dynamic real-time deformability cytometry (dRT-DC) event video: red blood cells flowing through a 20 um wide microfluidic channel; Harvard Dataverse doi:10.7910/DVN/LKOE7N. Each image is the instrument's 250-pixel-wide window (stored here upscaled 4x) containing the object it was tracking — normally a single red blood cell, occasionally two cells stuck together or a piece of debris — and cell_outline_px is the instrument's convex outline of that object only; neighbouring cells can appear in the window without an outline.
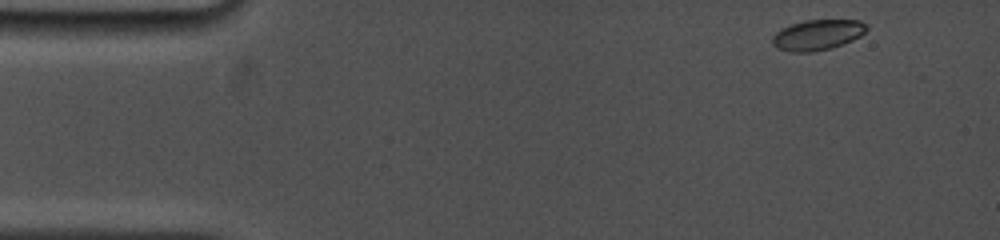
{"species": "common noctule bat (a hibernating species)", "species_latin": "Nyctalus noctula", "temperature_condition": "cold", "stored_images_in_passage": 57, "camera_frame_rate_fps": 5000, "um_per_image_px": 0.085, "animal": {"sex": "female", "body_mass_g": 19.0, "forearm_length_mm": 53.3}, "frame": {"image": 1, "passage_image": 1, "time_ms": 0.0, "image_size_px": [1000, 240], "cell_outline_px": [[868, 28], [860, 36], [852, 40], [832, 48], [812, 52], [788, 52], [776, 48], [772, 44], [772, 36], [776, 32], [792, 24], [804, 20], [860, 20], [868, 24]], "centroid_in_image_um": [69.49, 2.97], "position_along_channel_um": 15.5, "area_um2": 16.82}}
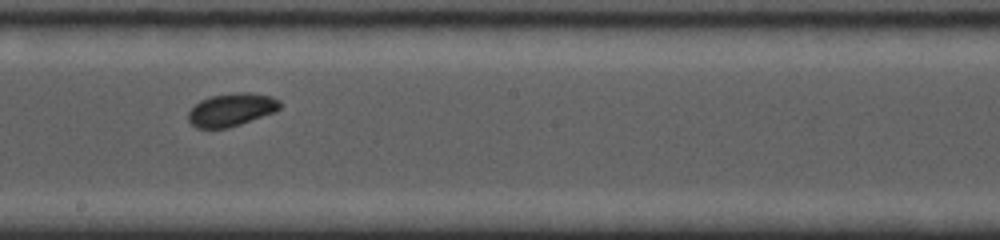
{"frame": {"image": 2, "passage_image": 26, "time_ms": 8.2, "image_size_px": [1000, 240], "cell_outline_px": [[280, 108], [276, 112], [228, 128], [196, 128], [188, 120], [188, 112], [200, 100], [212, 96], [236, 92], [248, 92], [272, 96], [280, 100]], "centroid_in_image_um": [19.69, 9.32], "position_along_channel_um": 228.5, "area_um2": 17.63}}
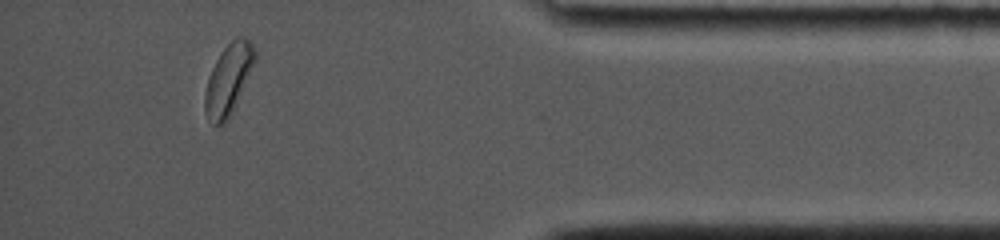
{"frame": {"image": 3, "passage_image": 50, "time_ms": 13.8, "image_size_px": [1000, 240], "cell_outline_px": [[256, 60], [228, 116], [220, 124], [212, 124], [208, 120], [204, 112], [204, 92], [208, 76], [216, 60], [224, 48], [236, 36], [240, 36], [252, 40], [256, 48]], "centroid_in_image_um": [19.4, 6.66], "position_along_channel_um": 415.8, "area_um2": 20.06}, "authors_computed_cell_mechanics": {"area_um2": 17.7446, "velocity_mm_per_s": 3.7813, "shape_relaxation_time_tau1_ms": 1.9321, "shape_relaxation_time_tau2_ms": 8.624, "deformation_change_tau1": 0.06, "deformation_change_tau2": 0.0967}}